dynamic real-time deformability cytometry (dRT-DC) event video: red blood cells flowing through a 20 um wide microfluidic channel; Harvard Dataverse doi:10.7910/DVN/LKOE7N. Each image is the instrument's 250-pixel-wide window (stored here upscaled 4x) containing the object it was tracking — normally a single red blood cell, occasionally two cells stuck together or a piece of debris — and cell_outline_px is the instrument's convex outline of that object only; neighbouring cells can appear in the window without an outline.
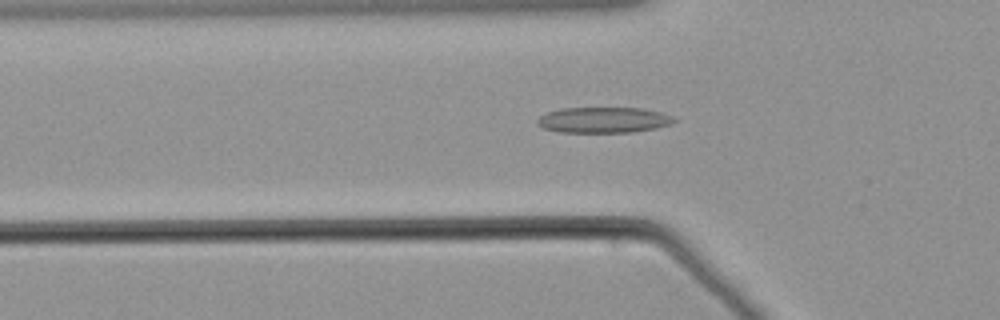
{"species": "common noctule bat (a hibernating species)", "species_latin": "Nyctalus noctula", "temperature_condition": "warm", "stored_images_in_passage": 40, "camera_frame_rate_fps": 3000, "um_per_image_px": 0.085, "animal": {"sex": "male", "body_mass_g": 21.5, "forearm_length_mm": 52.0}, "frame": {"image": 1, "passage_image": 2, "time_ms": 0.333, "image_size_px": [1000, 320], "cell_outline_px": [[676, 120], [672, 124], [656, 128], [632, 132], [560, 132], [544, 128], [536, 124], [536, 120], [540, 116], [548, 112], [560, 108], [644, 108], [660, 112], [672, 116]], "centroid_in_image_um": [51.3, 10.19], "position_along_channel_um": 74.5, "area_um2": 20.52}}
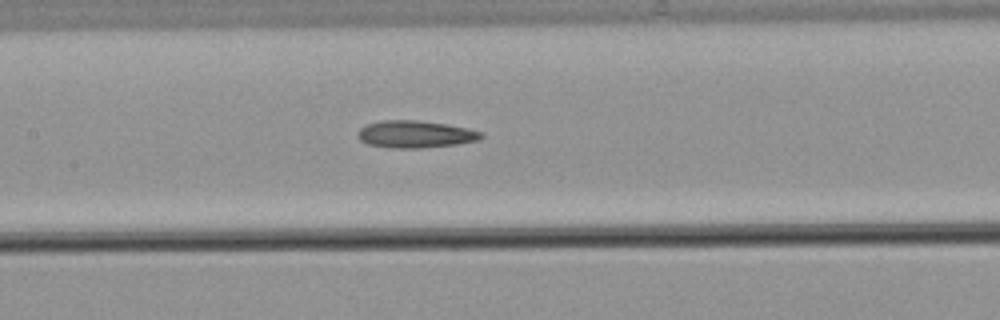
{"frame": {"image": 2, "passage_image": 10, "time_ms": 3.0, "image_size_px": [1000, 320], "cell_outline_px": [[484, 136], [480, 140], [456, 144], [420, 148], [388, 148], [368, 144], [360, 140], [356, 132], [364, 124], [384, 120], [416, 120], [444, 124], [468, 128], [484, 132]], "centroid_in_image_um": [35.29, 11.41], "position_along_channel_um": 172.1, "area_um2": 19.71}}
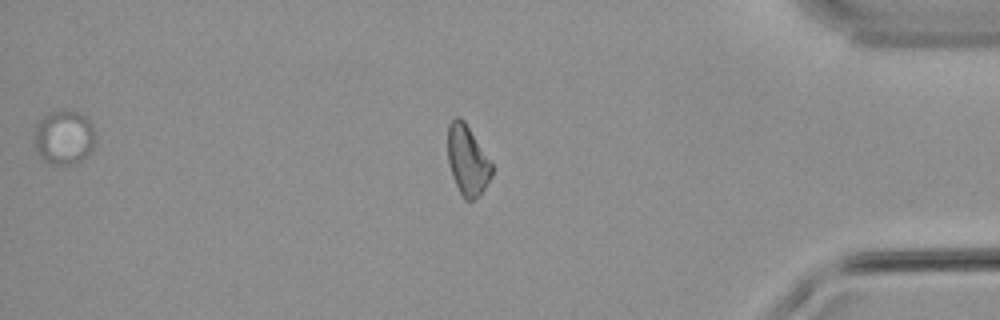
{"frame": {"image": 3, "passage_image": 31, "time_ms": 10.0, "image_size_px": [1000, 320], "cell_outline_px": [[492, 176], [484, 188], [472, 200], [464, 200], [452, 176], [448, 164], [448, 124], [456, 116], [460, 116], [464, 120], [492, 164]], "centroid_in_image_um": [39.71, 13.6], "position_along_channel_um": 395.5, "area_um2": 17.69}}